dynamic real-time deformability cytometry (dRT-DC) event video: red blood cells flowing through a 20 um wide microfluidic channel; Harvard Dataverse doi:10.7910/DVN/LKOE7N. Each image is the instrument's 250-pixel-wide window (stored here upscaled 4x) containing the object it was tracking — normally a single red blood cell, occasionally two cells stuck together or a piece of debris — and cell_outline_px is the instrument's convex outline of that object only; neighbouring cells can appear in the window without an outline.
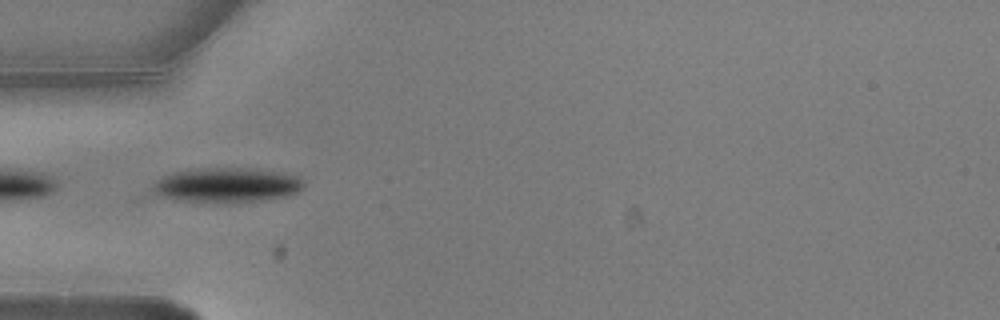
{"species": "common noctule bat (a hibernating species)", "species_latin": "Nyctalus noctula", "temperature_condition": "warm", "stored_images_in_passage": 8, "camera_frame_rate_fps": 3000, "um_per_image_px": 0.085, "animal": {"sex": "male", "body_mass_g": 20.5, "forearm_length_mm": 52.5}, "frame": {"image": 1, "passage_image": 6, "time_ms": 1.667, "image_size_px": [1000, 320], "cell_outline_px": [[304, 188], [300, 192], [284, 196], [264, 200], [232, 204], [216, 204], [176, 200], [164, 196], [156, 192], [152, 188], [152, 184], [156, 180], [164, 176], [176, 172], [192, 168], [256, 168], [284, 172], [296, 176], [304, 180]], "centroid_in_image_um": [19.33, 15.75], "position_along_channel_um": 65.7, "area_um2": 31.33}}
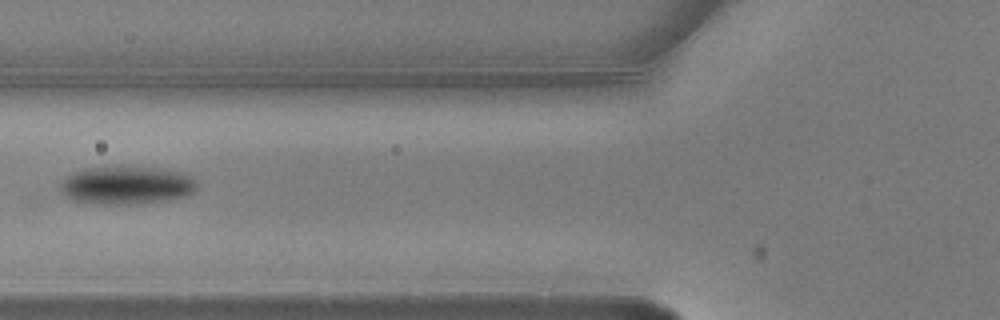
{"frame": {"image": 2, "passage_image": 7, "time_ms": 2.0, "image_size_px": [1000, 320], "cell_outline_px": [[196, 188], [192, 192], [184, 196], [168, 200], [140, 204], [92, 204], [72, 200], [60, 192], [60, 184], [68, 176], [84, 168], [156, 168], [184, 172], [192, 176], [196, 184]], "centroid_in_image_um": [10.76, 15.78], "position_along_channel_um": 115.0, "area_um2": 30.06}}